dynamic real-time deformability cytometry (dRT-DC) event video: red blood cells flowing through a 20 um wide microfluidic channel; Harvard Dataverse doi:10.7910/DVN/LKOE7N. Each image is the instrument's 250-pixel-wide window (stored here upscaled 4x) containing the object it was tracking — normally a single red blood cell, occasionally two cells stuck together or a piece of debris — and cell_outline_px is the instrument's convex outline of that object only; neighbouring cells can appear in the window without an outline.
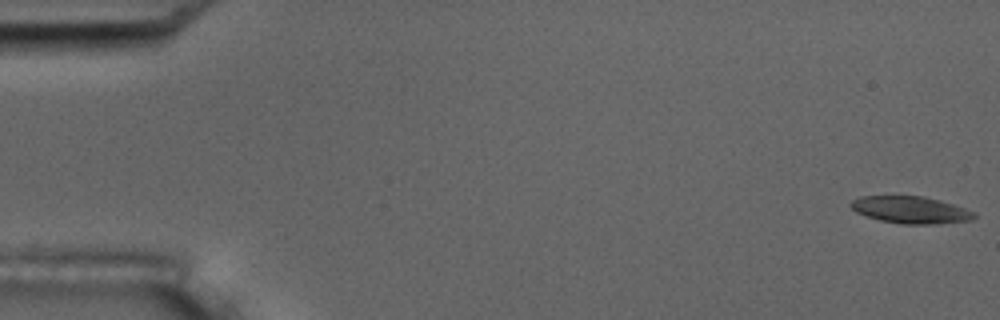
{"species": "common noctule bat (a hibernating species)", "species_latin": "Nyctalus noctula", "temperature_condition": "room temperature", "stored_images_in_passage": 5, "camera_frame_rate_fps": 3000, "um_per_image_px": 0.085, "animal": {"sex": "male", "body_mass_g": 17.5, "forearm_length_mm": 52.3}, "frame": {"image": 1, "passage_image": 1, "time_ms": 0.0, "image_size_px": [1000, 320], "cell_outline_px": [[976, 216], [972, 220], [936, 224], [900, 224], [880, 220], [856, 212], [848, 204], [852, 200], [860, 196], [924, 196], [940, 200], [976, 212]], "centroid_in_image_um": [77.41, 17.84], "position_along_channel_um": 7.6, "area_um2": 19.48}}
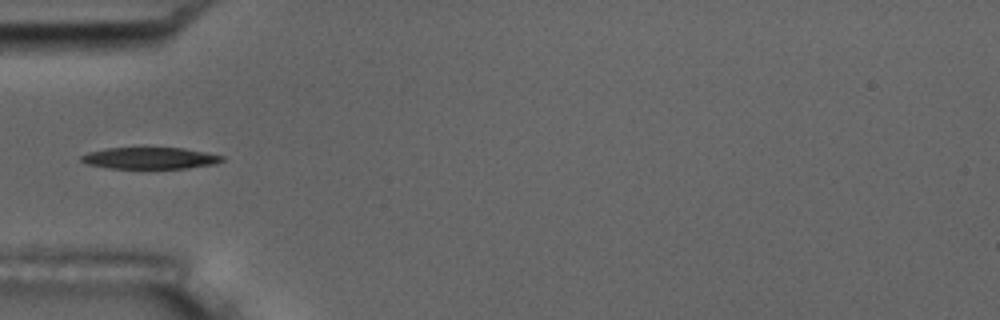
{"frame": {"image": 2, "passage_image": 5, "time_ms": 5.667, "image_size_px": [1000, 320], "cell_outline_px": [[224, 160], [216, 164], [188, 168], [108, 168], [84, 164], [80, 160], [80, 156], [88, 152], [104, 148], [144, 144], [184, 148], [224, 156]], "centroid_in_image_um": [12.68, 13.38], "position_along_channel_um": 72.3, "area_um2": 18.96}}